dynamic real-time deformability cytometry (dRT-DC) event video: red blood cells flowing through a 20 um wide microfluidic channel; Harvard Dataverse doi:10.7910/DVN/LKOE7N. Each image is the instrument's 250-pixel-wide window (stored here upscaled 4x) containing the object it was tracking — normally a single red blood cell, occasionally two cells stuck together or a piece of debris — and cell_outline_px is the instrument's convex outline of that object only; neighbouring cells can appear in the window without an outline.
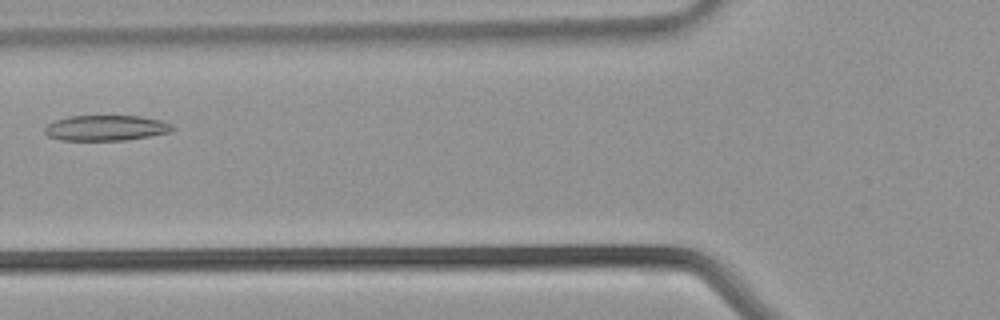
{"species": "common noctule bat (a hibernating species)", "species_latin": "Nyctalus noctula", "temperature_condition": "warm", "stored_images_in_passage": 32, "camera_frame_rate_fps": 3000, "um_per_image_px": 0.085, "animal": {"sex": "male", "body_mass_g": 21.5, "forearm_length_mm": 52.0}, "frame": {"image": 1, "passage_image": 9, "time_ms": 2.667, "image_size_px": [1000, 320], "cell_outline_px": [[176, 128], [172, 132], [152, 136], [124, 140], [60, 140], [48, 136], [44, 132], [44, 128], [48, 124], [56, 120], [68, 116], [140, 116], [160, 120], [172, 124]], "centroid_in_image_um": [9.04, 10.88], "position_along_channel_um": 116.8, "area_um2": 19.07}}
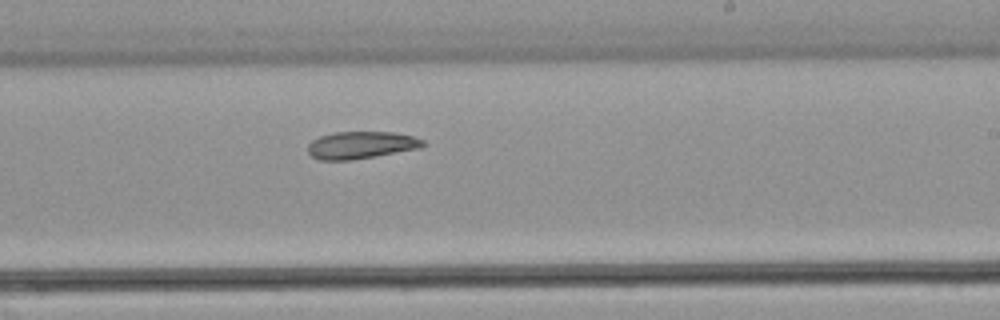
{"frame": {"image": 2, "passage_image": 17, "time_ms": 5.333, "image_size_px": [1000, 320], "cell_outline_px": [[424, 144], [420, 148], [376, 156], [352, 160], [320, 160], [312, 156], [308, 152], [308, 144], [312, 140], [320, 136], [336, 132], [396, 132], [412, 136], [424, 140]], "centroid_in_image_um": [30.68, 12.33], "position_along_channel_um": 258.3, "area_um2": 18.26}}
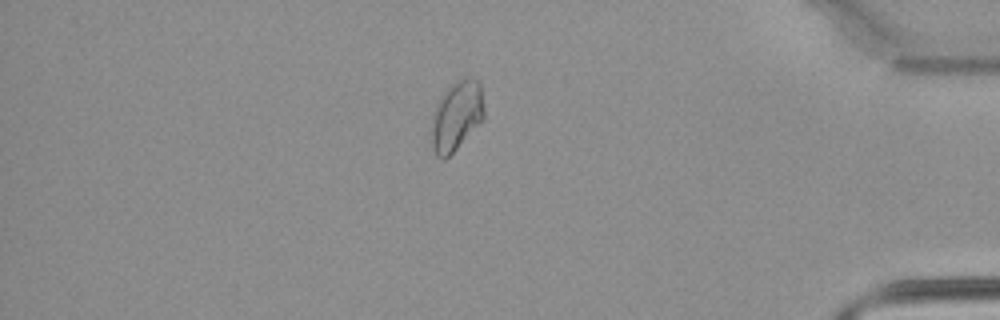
{"frame": {"image": 3, "passage_image": 27, "time_ms": 8.667, "image_size_px": [1000, 320], "cell_outline_px": [[484, 120], [444, 160], [440, 160], [436, 156], [432, 148], [428, 136], [428, 132], [432, 112], [440, 96], [456, 80], [480, 80], [484, 108]], "centroid_in_image_um": [38.74, 9.91], "position_along_channel_um": 396.5, "area_um2": 21.85}}